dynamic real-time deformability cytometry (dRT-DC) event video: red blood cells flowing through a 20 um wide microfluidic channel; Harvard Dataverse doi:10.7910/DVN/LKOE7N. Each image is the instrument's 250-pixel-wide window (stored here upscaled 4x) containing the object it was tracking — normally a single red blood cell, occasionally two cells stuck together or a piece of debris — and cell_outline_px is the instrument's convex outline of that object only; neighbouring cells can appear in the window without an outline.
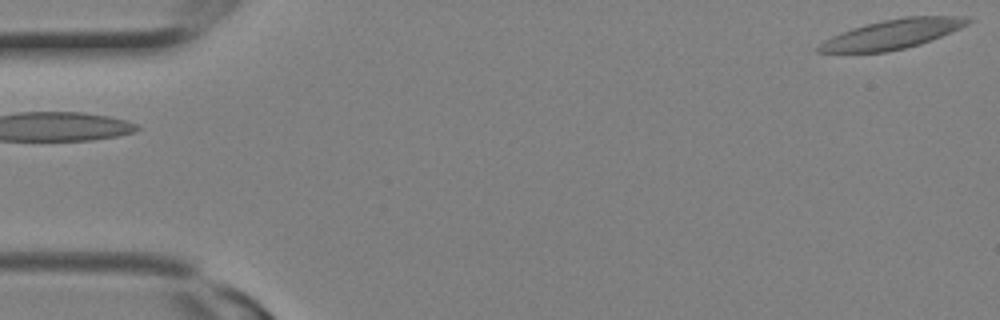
{"species": "Egyptian fruit bat (a non-hibernating species)", "species_latin": "Rousettus aegyptiacus", "temperature_condition": "room temperature", "stored_images_in_passage": 6, "camera_frame_rate_fps": 3000, "um_per_image_px": 0.085, "animal": {"sex": "female"}, "frame": {"image": 1, "passage_image": 6, "time_ms": 1.667, "image_size_px": [1000, 320], "cell_outline_px": [[972, 20], [968, 24], [960, 28], [920, 44], [888, 52], [816, 52], [816, 48], [824, 40], [832, 36], [852, 28], [864, 24], [904, 16], [960, 16]], "centroid_in_image_um": [75.82, 2.9], "position_along_channel_um": 9.2, "area_um2": 25.26}}